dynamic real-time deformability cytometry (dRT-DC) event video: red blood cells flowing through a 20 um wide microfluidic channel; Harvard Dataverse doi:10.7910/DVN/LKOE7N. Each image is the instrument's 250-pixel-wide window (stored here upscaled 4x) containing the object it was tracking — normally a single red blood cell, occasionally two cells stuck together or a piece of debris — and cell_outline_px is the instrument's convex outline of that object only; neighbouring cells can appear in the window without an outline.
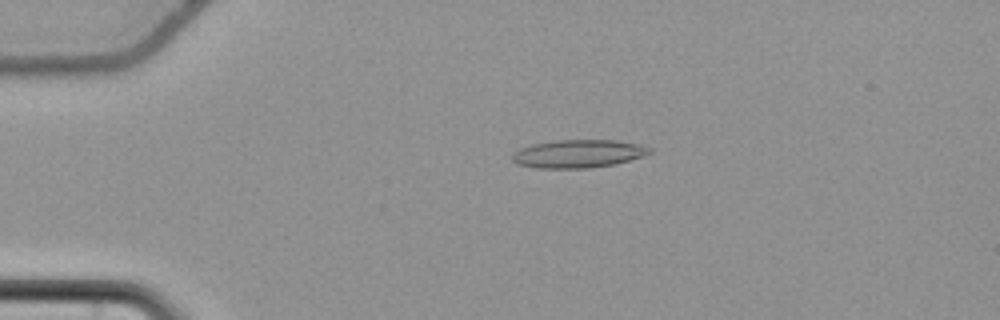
{"species": "common noctule bat (a hibernating species)", "species_latin": "Nyctalus noctula", "temperature_condition": "cold", "stored_images_in_passage": 56, "camera_frame_rate_fps": 3000, "um_per_image_px": 0.085, "animal": {"sex": "female", "body_mass_g": 22.7, "forearm_length_mm": 54.2}, "frame": {"image": 1, "passage_image": 13, "time_ms": 4.0, "image_size_px": [1000, 320], "cell_outline_px": [[652, 152], [616, 164], [588, 168], [536, 168], [516, 164], [512, 160], [512, 152], [520, 148], [532, 144], [556, 140], [616, 140], [640, 144], [652, 148]], "centroid_in_image_um": [49.11, 13.06], "position_along_channel_um": 35.9, "area_um2": 22.54}}
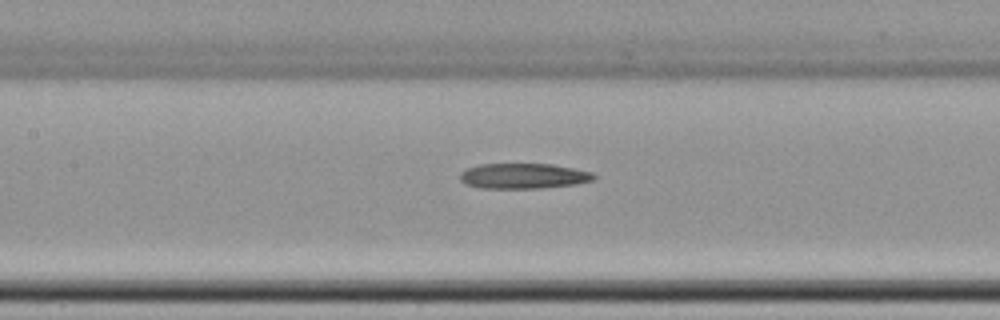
{"frame": {"image": 2, "passage_image": 27, "time_ms": 8.667, "image_size_px": [1000, 320], "cell_outline_px": [[596, 176], [592, 180], [576, 184], [544, 188], [480, 188], [468, 184], [460, 180], [460, 172], [468, 168], [480, 164], [552, 164], [592, 172]], "centroid_in_image_um": [44.49, 14.96], "position_along_channel_um": 162.9, "area_um2": 19.65}}
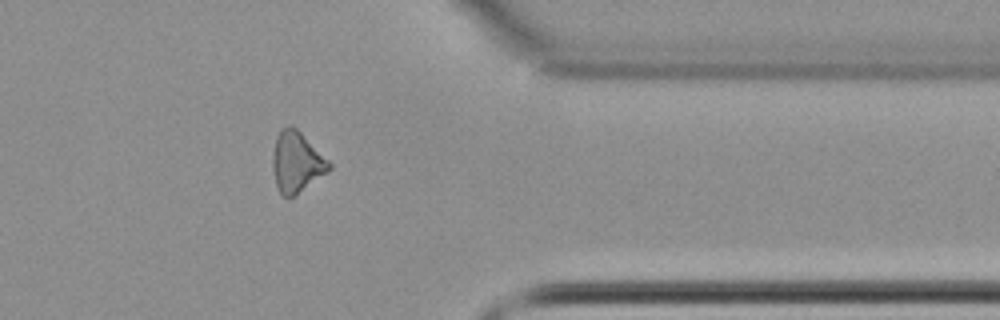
{"frame": {"image": 3, "passage_image": 46, "time_ms": 15.0, "image_size_px": [1000, 320], "cell_outline_px": [[332, 168], [328, 172], [296, 196], [288, 200], [280, 192], [276, 184], [272, 168], [272, 156], [276, 136], [280, 128], [288, 124], [292, 124], [332, 164]], "centroid_in_image_um": [25.19, 13.79], "position_along_channel_um": 386.2, "area_um2": 20.23}}